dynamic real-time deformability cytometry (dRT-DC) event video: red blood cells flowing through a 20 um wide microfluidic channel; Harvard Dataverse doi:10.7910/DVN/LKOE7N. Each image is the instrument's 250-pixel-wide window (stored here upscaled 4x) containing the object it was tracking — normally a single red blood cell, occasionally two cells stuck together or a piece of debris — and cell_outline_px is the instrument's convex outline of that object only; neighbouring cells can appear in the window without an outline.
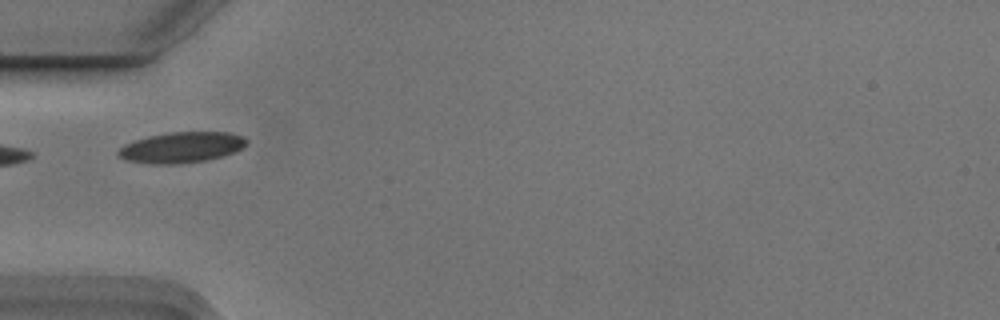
{"species": "Egyptian fruit bat (a non-hibernating species)", "species_latin": "Rousettus aegyptiacus", "temperature_condition": "cold", "stored_images_in_passage": 7, "camera_frame_rate_fps": 3000, "um_per_image_px": 0.085, "animal": {"sex": "male"}, "frame": {"image": 1, "passage_image": 2, "time_ms": 0.333, "image_size_px": [1000, 320], "cell_outline_px": [[248, 144], [244, 148], [236, 152], [204, 160], [180, 164], [148, 164], [124, 160], [116, 156], [116, 152], [124, 144], [132, 140], [148, 136], [168, 132], [228, 132], [244, 136], [248, 140]], "centroid_in_image_um": [15.4, 12.53], "position_along_channel_um": 69.6, "area_um2": 23.41}}
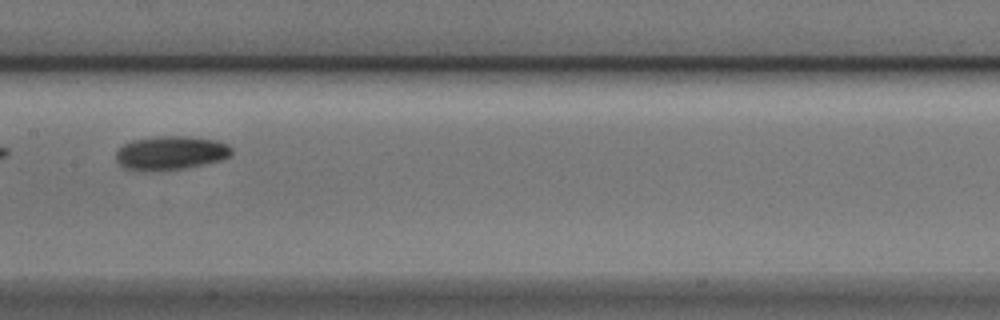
{"frame": {"image": 2, "passage_image": 5, "time_ms": 1.333, "image_size_px": [1000, 320], "cell_outline_px": [[232, 156], [224, 160], [184, 168], [124, 168], [116, 160], [116, 152], [124, 144], [132, 140], [160, 136], [188, 136], [216, 140], [228, 144], [232, 148]], "centroid_in_image_um": [14.6, 12.95], "position_along_channel_um": 192.8, "area_um2": 22.2}}
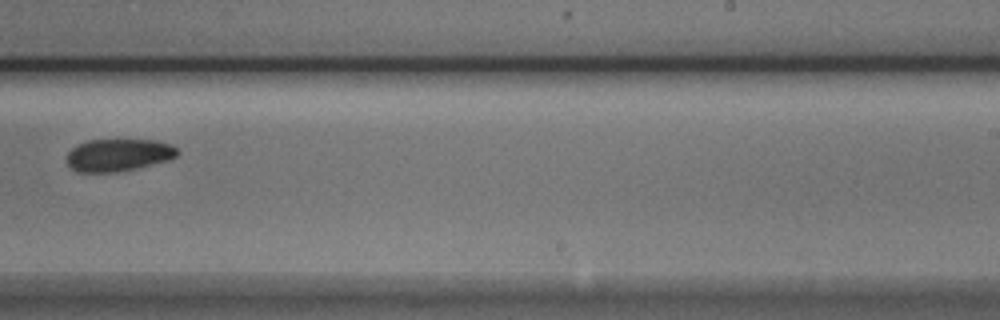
{"frame": {"image": 3, "passage_image": 7, "time_ms": 2.0, "image_size_px": [1000, 320], "cell_outline_px": [[180, 152], [176, 156], [168, 160], [116, 172], [76, 172], [68, 164], [68, 152], [76, 144], [88, 140], [152, 140], [172, 144]], "centroid_in_image_um": [10.05, 13.16], "position_along_channel_um": 278.9, "area_um2": 20.69}}